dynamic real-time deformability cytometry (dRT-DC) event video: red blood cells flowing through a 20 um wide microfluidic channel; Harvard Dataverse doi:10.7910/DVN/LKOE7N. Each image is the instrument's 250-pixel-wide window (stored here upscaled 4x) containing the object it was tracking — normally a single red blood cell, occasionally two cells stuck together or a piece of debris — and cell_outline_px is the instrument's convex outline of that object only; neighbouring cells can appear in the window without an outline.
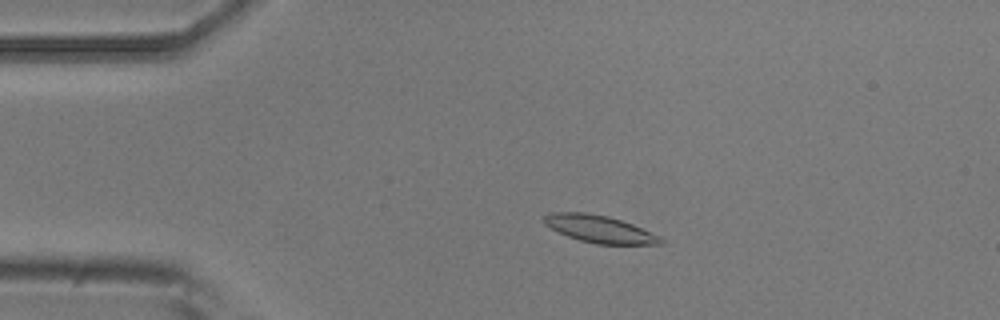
{"species": "common noctule bat (a hibernating species)", "species_latin": "Nyctalus noctula", "temperature_condition": "room temperature", "stored_images_in_passage": 46, "camera_frame_rate_fps": 3000, "um_per_image_px": 0.085, "animal": {"sex": "male", "body_mass_g": 20.5, "forearm_length_mm": 52.5}, "frame": {"image": 1, "passage_image": 5, "time_ms": 1.333, "image_size_px": [1000, 320], "cell_outline_px": [[664, 244], [596, 244], [580, 240], [568, 236], [544, 224], [540, 220], [544, 216], [552, 212], [584, 212], [608, 216], [632, 224], [660, 236], [664, 240]], "centroid_in_image_um": [50.95, 19.46], "position_along_channel_um": 34.1, "area_um2": 18.44}}
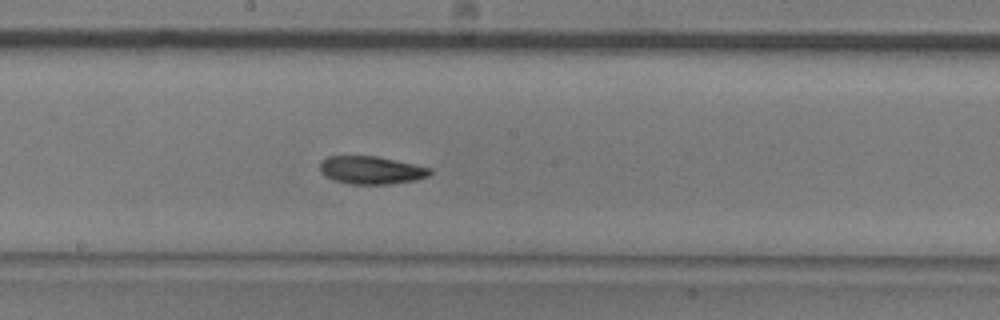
{"frame": {"image": 2, "passage_image": 22, "time_ms": 7.0, "image_size_px": [1000, 320], "cell_outline_px": [[432, 172], [428, 176], [416, 180], [388, 184], [348, 184], [332, 180], [324, 176], [320, 172], [320, 160], [328, 156], [376, 156], [432, 168]], "centroid_in_image_um": [31.51, 14.46], "position_along_channel_um": 216.7, "area_um2": 18.03}}
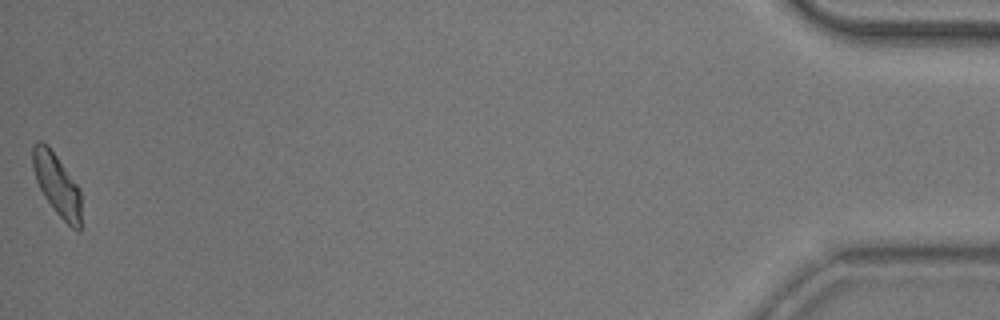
{"frame": {"image": 3, "passage_image": 46, "time_ms": 15.0, "image_size_px": [1000, 320], "cell_outline_px": [[80, 232], [76, 232], [56, 212], [44, 196], [36, 180], [32, 168], [32, 144], [36, 140], [40, 140], [48, 144], [80, 188]], "centroid_in_image_um": [4.82, 15.64], "position_along_channel_um": 430.4, "area_um2": 17.63}, "authors_computed_cell_mechanics": {"area_um2": 18.0047, "velocity_mm_per_s": 3.9042, "shape_relaxation_time_tau1_ms": 5.0623, "shape_relaxation_time_tau2_ms": 5.8764, "deformation_change_tau1": 0.146, "deformation_change_tau2": 0.1317}}